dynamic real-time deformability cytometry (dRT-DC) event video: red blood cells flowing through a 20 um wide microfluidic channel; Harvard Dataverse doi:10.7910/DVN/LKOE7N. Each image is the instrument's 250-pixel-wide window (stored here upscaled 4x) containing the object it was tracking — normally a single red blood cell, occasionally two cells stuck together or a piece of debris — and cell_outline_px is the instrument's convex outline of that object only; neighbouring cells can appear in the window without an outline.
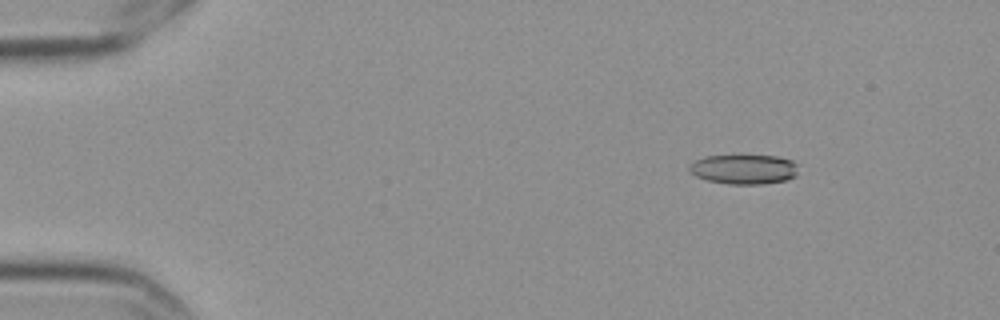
{"species": "Egyptian fruit bat (a non-hibernating species)", "species_latin": "Rousettus aegyptiacus", "temperature_condition": "cold", "stored_images_in_passage": 4, "camera_frame_rate_fps": 3000, "um_per_image_px": 0.085, "frame": {"image": 1, "passage_image": 4, "time_ms": 1.0, "image_size_px": [1000, 320], "cell_outline_px": [[800, 164], [796, 176], [784, 180], [764, 184], [728, 184], [708, 180], [696, 176], [688, 168], [696, 160], [704, 156], [776, 156], [792, 160]], "centroid_in_image_um": [63.3, 14.39], "position_along_channel_um": 21.7, "area_um2": 18.79}}